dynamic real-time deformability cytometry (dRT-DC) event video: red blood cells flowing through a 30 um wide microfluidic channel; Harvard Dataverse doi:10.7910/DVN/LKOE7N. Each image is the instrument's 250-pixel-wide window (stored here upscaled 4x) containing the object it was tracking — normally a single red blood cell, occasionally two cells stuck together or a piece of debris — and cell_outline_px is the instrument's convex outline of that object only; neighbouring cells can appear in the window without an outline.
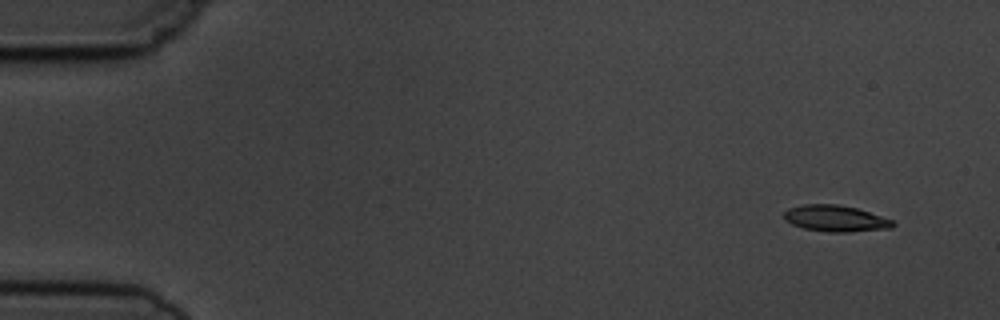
{"species": "common noctule bat (a hibernating species)", "species_latin": "Nyctalus noctula", "temperature_condition": "cold", "stored_images_in_passage": 4, "camera_frame_rate_fps": 3000, "um_per_image_px": 0.085, "animal": {"sex": "male", "body_mass_g": 19.5, "forearm_length_mm": 54.6}, "frame": {"image": 1, "passage_image": 1, "time_ms": 0.0, "image_size_px": [1000, 320], "cell_outline_px": [[896, 224], [892, 228], [848, 232], [828, 232], [804, 228], [792, 224], [784, 220], [784, 212], [788, 208], [804, 204], [836, 204], [856, 208], [892, 220]], "centroid_in_image_um": [70.99, 18.57], "position_along_channel_um": 14.0, "area_um2": 16.59}}
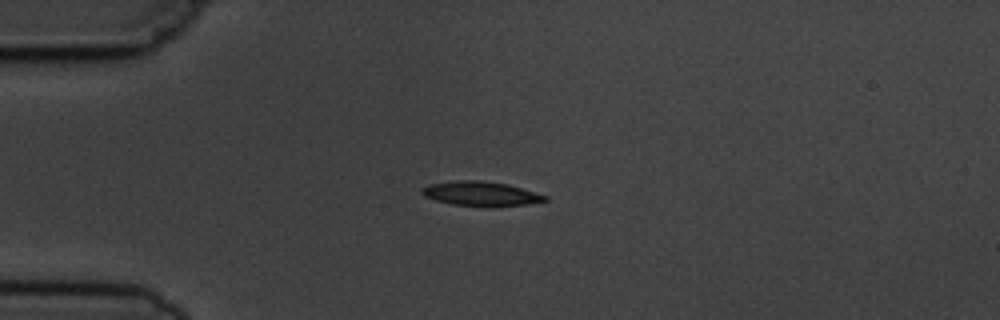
{"frame": {"image": 2, "passage_image": 4, "time_ms": 3.333, "image_size_px": [1000, 320], "cell_outline_px": [[548, 200], [524, 204], [452, 204], [436, 200], [424, 196], [420, 192], [420, 188], [428, 184], [460, 180], [476, 180], [508, 184], [548, 196]], "centroid_in_image_um": [40.8, 16.42], "position_along_channel_um": 44.2, "area_um2": 16.65}}